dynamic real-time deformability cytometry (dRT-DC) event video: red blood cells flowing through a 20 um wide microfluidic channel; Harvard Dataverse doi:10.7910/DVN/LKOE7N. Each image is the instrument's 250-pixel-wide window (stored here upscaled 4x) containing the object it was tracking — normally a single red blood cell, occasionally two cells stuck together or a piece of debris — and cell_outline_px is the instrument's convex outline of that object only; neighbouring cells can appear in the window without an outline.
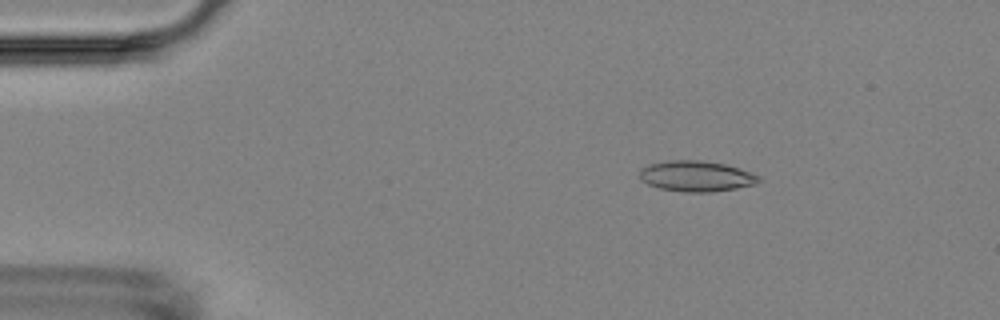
{"species": "Egyptian fruit bat (a non-hibernating species)", "species_latin": "Rousettus aegyptiacus", "temperature_condition": "room temperature", "stored_images_in_passage": 3, "camera_frame_rate_fps": 3000, "um_per_image_px": 0.085, "animal": {"sex": "female"}, "frame": {"image": 1, "passage_image": 1, "time_ms": 0.0, "image_size_px": [1000, 320], "cell_outline_px": [[760, 180], [756, 184], [736, 188], [708, 192], [684, 192], [656, 188], [640, 180], [640, 168], [648, 164], [668, 160], [700, 160], [724, 164], [752, 172], [760, 176]], "centroid_in_image_um": [59.15, 14.97], "position_along_channel_um": 25.9, "area_um2": 21.44}}